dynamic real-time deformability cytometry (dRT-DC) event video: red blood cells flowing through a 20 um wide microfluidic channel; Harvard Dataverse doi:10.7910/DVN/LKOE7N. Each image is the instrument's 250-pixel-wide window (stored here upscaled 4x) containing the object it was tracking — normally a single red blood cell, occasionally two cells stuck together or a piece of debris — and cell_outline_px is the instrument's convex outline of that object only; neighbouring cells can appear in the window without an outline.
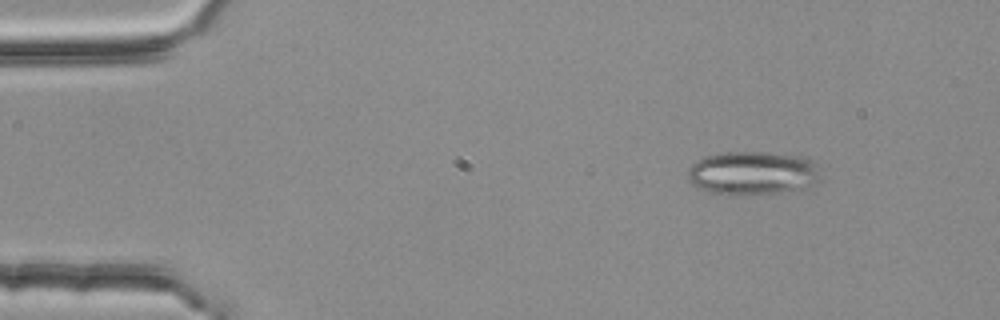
{"species": "common noctule bat (a hibernating species)", "species_latin": "Nyctalus noctula", "temperature_condition": "room temperature", "stored_images_in_passage": 4, "camera_frame_rate_fps": 3000, "um_per_image_px": 0.085, "animal": {"sex": "female", "body_mass_g": 25.1}, "frame": {"image": 1, "passage_image": 2, "time_ms": 0.333, "image_size_px": [1000, 320], "cell_outline_px": [[820, 180], [816, 184], [804, 188], [776, 192], [732, 196], [724, 196], [700, 188], [692, 184], [688, 180], [688, 168], [696, 160], [704, 156], [724, 152], [764, 152], [800, 156], [812, 160]], "centroid_in_image_um": [63.92, 14.72], "position_along_channel_um": 21.1, "area_um2": 33.76}}